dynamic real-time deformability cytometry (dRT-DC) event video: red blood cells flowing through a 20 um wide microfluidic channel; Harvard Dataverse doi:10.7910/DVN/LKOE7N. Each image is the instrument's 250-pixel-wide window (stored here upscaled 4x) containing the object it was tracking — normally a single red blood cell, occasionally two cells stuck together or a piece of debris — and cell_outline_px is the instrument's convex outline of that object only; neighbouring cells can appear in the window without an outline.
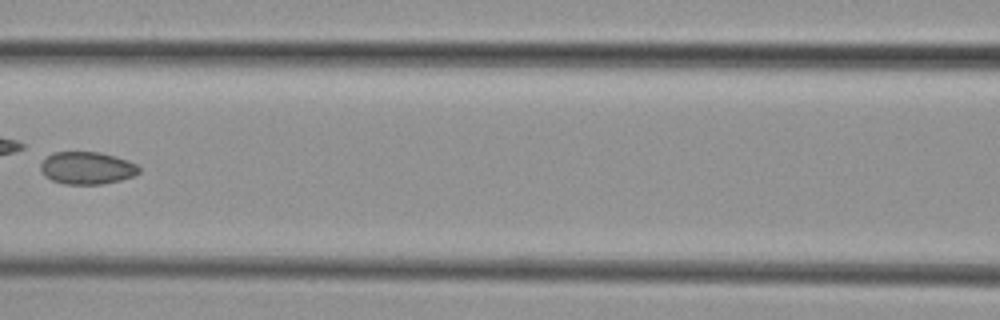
{"species": "common noctule bat (a hibernating species)", "species_latin": "Nyctalus noctula", "temperature_condition": "cold", "stored_images_in_passage": 8, "camera_frame_rate_fps": 3000, "um_per_image_px": 0.085, "animal": {"sex": "female", "body_mass_g": 29.2, "forearm_length_mm": 56.3}, "frame": {"image": 1, "passage_image": 7, "time_ms": 7.333, "image_size_px": [1000, 320], "cell_outline_px": [[140, 172], [132, 176], [120, 180], [100, 184], [64, 184], [52, 180], [44, 176], [40, 168], [40, 164], [52, 152], [100, 152], [116, 156], [128, 160], [136, 164], [140, 168]], "centroid_in_image_um": [7.39, 14.27], "position_along_channel_um": 159.2, "area_um2": 18.61}}
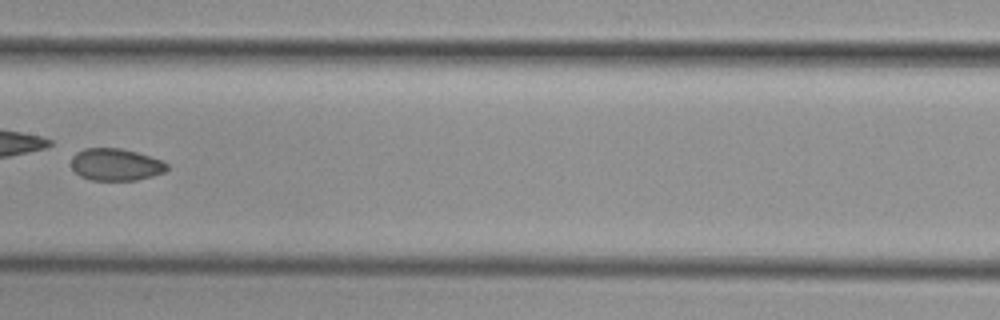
{"frame": {"image": 2, "passage_image": 8, "time_ms": 8.333, "image_size_px": [1000, 320], "cell_outline_px": [[168, 168], [164, 172], [152, 176], [136, 180], [92, 180], [80, 176], [72, 168], [72, 156], [76, 152], [84, 148], [120, 148], [136, 152], [160, 160], [168, 164]], "centroid_in_image_um": [9.82, 13.99], "position_along_channel_um": 197.6, "area_um2": 17.8}}